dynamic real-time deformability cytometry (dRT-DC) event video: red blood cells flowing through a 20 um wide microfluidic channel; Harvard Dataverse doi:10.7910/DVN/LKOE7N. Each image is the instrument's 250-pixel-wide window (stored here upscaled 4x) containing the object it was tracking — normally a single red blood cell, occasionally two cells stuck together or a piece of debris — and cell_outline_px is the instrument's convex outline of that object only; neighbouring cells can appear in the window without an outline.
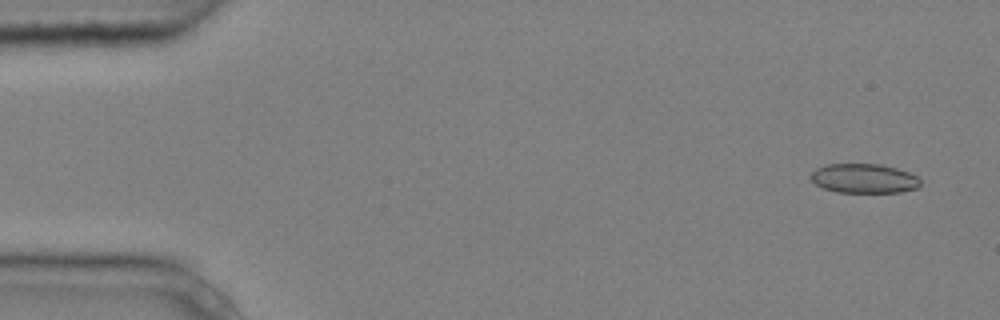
{"species": "common noctule bat (a hibernating species)", "species_latin": "Nyctalus noctula", "temperature_condition": "cold", "stored_images_in_passage": 7, "camera_frame_rate_fps": 3000, "um_per_image_px": 0.085, "animal": {"sex": "male", "body_mass_g": 20.4}, "frame": {"image": 1, "passage_image": 1, "time_ms": 0.0, "image_size_px": [1000, 320], "cell_outline_px": [[920, 184], [916, 188], [900, 192], [836, 192], [824, 188], [816, 184], [812, 180], [812, 172], [816, 168], [824, 164], [880, 164], [896, 168], [908, 172], [916, 176], [920, 180]], "centroid_in_image_um": [73.43, 15.16], "position_along_channel_um": 11.6, "area_um2": 18.61}}
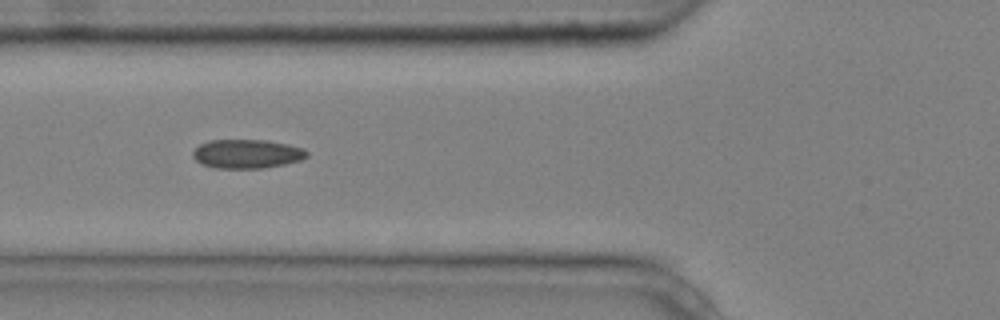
{"frame": {"image": 2, "passage_image": 6, "time_ms": 1.667, "image_size_px": [1000, 320], "cell_outline_px": [[308, 156], [300, 160], [284, 164], [264, 168], [216, 168], [204, 164], [196, 160], [192, 156], [192, 152], [200, 144], [208, 140], [268, 140], [288, 144], [304, 148], [308, 152]], "centroid_in_image_um": [21.01, 13.07], "position_along_channel_um": 104.8, "area_um2": 19.25}}